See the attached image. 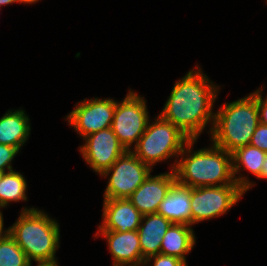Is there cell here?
<instances>
[{"label": "cell", "mask_w": 267, "mask_h": 266, "mask_svg": "<svg viewBox=\"0 0 267 266\" xmlns=\"http://www.w3.org/2000/svg\"><path fill=\"white\" fill-rule=\"evenodd\" d=\"M197 66L176 81L159 113L162 119L171 122L190 140H198L209 124L208 133H211L215 118L213 107L221 87Z\"/></svg>", "instance_id": "obj_1"}, {"label": "cell", "mask_w": 267, "mask_h": 266, "mask_svg": "<svg viewBox=\"0 0 267 266\" xmlns=\"http://www.w3.org/2000/svg\"><path fill=\"white\" fill-rule=\"evenodd\" d=\"M196 141L189 140L178 156L174 168L176 182L189 188L237 184L232 154L213 143L194 151L192 147Z\"/></svg>", "instance_id": "obj_2"}, {"label": "cell", "mask_w": 267, "mask_h": 266, "mask_svg": "<svg viewBox=\"0 0 267 266\" xmlns=\"http://www.w3.org/2000/svg\"><path fill=\"white\" fill-rule=\"evenodd\" d=\"M8 233L36 264L59 265L56 251L60 248V227L44 210L22 207L17 221L8 227Z\"/></svg>", "instance_id": "obj_3"}, {"label": "cell", "mask_w": 267, "mask_h": 266, "mask_svg": "<svg viewBox=\"0 0 267 266\" xmlns=\"http://www.w3.org/2000/svg\"><path fill=\"white\" fill-rule=\"evenodd\" d=\"M259 124L257 100L250 93L248 96L220 106L215 112L210 141L232 154L250 144Z\"/></svg>", "instance_id": "obj_4"}, {"label": "cell", "mask_w": 267, "mask_h": 266, "mask_svg": "<svg viewBox=\"0 0 267 266\" xmlns=\"http://www.w3.org/2000/svg\"><path fill=\"white\" fill-rule=\"evenodd\" d=\"M150 121L152 120H149L146 130L131 152L152 170L156 163L169 161L174 157V163L172 166L169 165L170 171H174L178 156L190 139L159 115L154 118L153 122Z\"/></svg>", "instance_id": "obj_5"}, {"label": "cell", "mask_w": 267, "mask_h": 266, "mask_svg": "<svg viewBox=\"0 0 267 266\" xmlns=\"http://www.w3.org/2000/svg\"><path fill=\"white\" fill-rule=\"evenodd\" d=\"M146 103L143 96L131 89L121 102L115 100L111 129L126 150L131 151L146 130L150 120Z\"/></svg>", "instance_id": "obj_6"}, {"label": "cell", "mask_w": 267, "mask_h": 266, "mask_svg": "<svg viewBox=\"0 0 267 266\" xmlns=\"http://www.w3.org/2000/svg\"><path fill=\"white\" fill-rule=\"evenodd\" d=\"M244 194L238 184L190 188L191 226L226 214Z\"/></svg>", "instance_id": "obj_7"}, {"label": "cell", "mask_w": 267, "mask_h": 266, "mask_svg": "<svg viewBox=\"0 0 267 266\" xmlns=\"http://www.w3.org/2000/svg\"><path fill=\"white\" fill-rule=\"evenodd\" d=\"M152 171L148 165L127 150L100 175L108 178L103 198L128 199Z\"/></svg>", "instance_id": "obj_8"}, {"label": "cell", "mask_w": 267, "mask_h": 266, "mask_svg": "<svg viewBox=\"0 0 267 266\" xmlns=\"http://www.w3.org/2000/svg\"><path fill=\"white\" fill-rule=\"evenodd\" d=\"M114 111L115 100L112 98H85L76 103L65 119L83 139L94 132L111 128Z\"/></svg>", "instance_id": "obj_9"}, {"label": "cell", "mask_w": 267, "mask_h": 266, "mask_svg": "<svg viewBox=\"0 0 267 266\" xmlns=\"http://www.w3.org/2000/svg\"><path fill=\"white\" fill-rule=\"evenodd\" d=\"M83 140L79 152L85 163L99 175L127 151L111 128L89 134Z\"/></svg>", "instance_id": "obj_10"}, {"label": "cell", "mask_w": 267, "mask_h": 266, "mask_svg": "<svg viewBox=\"0 0 267 266\" xmlns=\"http://www.w3.org/2000/svg\"><path fill=\"white\" fill-rule=\"evenodd\" d=\"M176 182L173 170L150 175L131 194L128 200L143 214L157 213L161 202L169 193L171 187Z\"/></svg>", "instance_id": "obj_11"}, {"label": "cell", "mask_w": 267, "mask_h": 266, "mask_svg": "<svg viewBox=\"0 0 267 266\" xmlns=\"http://www.w3.org/2000/svg\"><path fill=\"white\" fill-rule=\"evenodd\" d=\"M106 239L109 253L112 255V266H143L138 231L117 232L98 230L94 238Z\"/></svg>", "instance_id": "obj_12"}, {"label": "cell", "mask_w": 267, "mask_h": 266, "mask_svg": "<svg viewBox=\"0 0 267 266\" xmlns=\"http://www.w3.org/2000/svg\"><path fill=\"white\" fill-rule=\"evenodd\" d=\"M102 224L98 230L127 232L138 230L143 214L128 199H104Z\"/></svg>", "instance_id": "obj_13"}, {"label": "cell", "mask_w": 267, "mask_h": 266, "mask_svg": "<svg viewBox=\"0 0 267 266\" xmlns=\"http://www.w3.org/2000/svg\"><path fill=\"white\" fill-rule=\"evenodd\" d=\"M267 153L250 144L237 149L232 153L233 175L235 182L247 192L255 185V182L250 181L240 171L247 170L256 178L261 179V171L265 162ZM241 175V176H240Z\"/></svg>", "instance_id": "obj_14"}, {"label": "cell", "mask_w": 267, "mask_h": 266, "mask_svg": "<svg viewBox=\"0 0 267 266\" xmlns=\"http://www.w3.org/2000/svg\"><path fill=\"white\" fill-rule=\"evenodd\" d=\"M172 222L158 213L145 214L138 227L142 258L160 254L163 237Z\"/></svg>", "instance_id": "obj_15"}, {"label": "cell", "mask_w": 267, "mask_h": 266, "mask_svg": "<svg viewBox=\"0 0 267 266\" xmlns=\"http://www.w3.org/2000/svg\"><path fill=\"white\" fill-rule=\"evenodd\" d=\"M24 109H10L0 118V143L19 151L30 137L31 124Z\"/></svg>", "instance_id": "obj_16"}, {"label": "cell", "mask_w": 267, "mask_h": 266, "mask_svg": "<svg viewBox=\"0 0 267 266\" xmlns=\"http://www.w3.org/2000/svg\"><path fill=\"white\" fill-rule=\"evenodd\" d=\"M190 188L175 182L161 202L158 214L172 223L191 225Z\"/></svg>", "instance_id": "obj_17"}, {"label": "cell", "mask_w": 267, "mask_h": 266, "mask_svg": "<svg viewBox=\"0 0 267 266\" xmlns=\"http://www.w3.org/2000/svg\"><path fill=\"white\" fill-rule=\"evenodd\" d=\"M195 244L196 237L191 225L172 223L163 237L160 254L177 257L188 265L186 255Z\"/></svg>", "instance_id": "obj_18"}, {"label": "cell", "mask_w": 267, "mask_h": 266, "mask_svg": "<svg viewBox=\"0 0 267 266\" xmlns=\"http://www.w3.org/2000/svg\"><path fill=\"white\" fill-rule=\"evenodd\" d=\"M27 181L16 170L5 172L0 182V214L10 202L27 201Z\"/></svg>", "instance_id": "obj_19"}, {"label": "cell", "mask_w": 267, "mask_h": 266, "mask_svg": "<svg viewBox=\"0 0 267 266\" xmlns=\"http://www.w3.org/2000/svg\"><path fill=\"white\" fill-rule=\"evenodd\" d=\"M30 264L26 254L7 233L0 241V266H29Z\"/></svg>", "instance_id": "obj_20"}, {"label": "cell", "mask_w": 267, "mask_h": 266, "mask_svg": "<svg viewBox=\"0 0 267 266\" xmlns=\"http://www.w3.org/2000/svg\"><path fill=\"white\" fill-rule=\"evenodd\" d=\"M19 152L20 151L15 147L0 143V172L5 173L14 170L11 164Z\"/></svg>", "instance_id": "obj_21"}, {"label": "cell", "mask_w": 267, "mask_h": 266, "mask_svg": "<svg viewBox=\"0 0 267 266\" xmlns=\"http://www.w3.org/2000/svg\"><path fill=\"white\" fill-rule=\"evenodd\" d=\"M152 262L153 264L150 265ZM143 266H188L183 260L168 255L157 254L144 260Z\"/></svg>", "instance_id": "obj_22"}, {"label": "cell", "mask_w": 267, "mask_h": 266, "mask_svg": "<svg viewBox=\"0 0 267 266\" xmlns=\"http://www.w3.org/2000/svg\"><path fill=\"white\" fill-rule=\"evenodd\" d=\"M250 145L267 153V125L259 124L254 131Z\"/></svg>", "instance_id": "obj_23"}, {"label": "cell", "mask_w": 267, "mask_h": 266, "mask_svg": "<svg viewBox=\"0 0 267 266\" xmlns=\"http://www.w3.org/2000/svg\"><path fill=\"white\" fill-rule=\"evenodd\" d=\"M263 87L264 86H261L260 88L256 89L254 92H251V94L257 100L260 123L263 125H267V95H265L264 97L262 96L263 90H264Z\"/></svg>", "instance_id": "obj_24"}, {"label": "cell", "mask_w": 267, "mask_h": 266, "mask_svg": "<svg viewBox=\"0 0 267 266\" xmlns=\"http://www.w3.org/2000/svg\"><path fill=\"white\" fill-rule=\"evenodd\" d=\"M4 218L3 213L0 214V241L8 233V228L4 230Z\"/></svg>", "instance_id": "obj_25"}, {"label": "cell", "mask_w": 267, "mask_h": 266, "mask_svg": "<svg viewBox=\"0 0 267 266\" xmlns=\"http://www.w3.org/2000/svg\"><path fill=\"white\" fill-rule=\"evenodd\" d=\"M261 179H267V156L262 166Z\"/></svg>", "instance_id": "obj_26"}, {"label": "cell", "mask_w": 267, "mask_h": 266, "mask_svg": "<svg viewBox=\"0 0 267 266\" xmlns=\"http://www.w3.org/2000/svg\"><path fill=\"white\" fill-rule=\"evenodd\" d=\"M19 3V1L18 0H0V7H2V6H5V5H11V4H13V3Z\"/></svg>", "instance_id": "obj_27"}, {"label": "cell", "mask_w": 267, "mask_h": 266, "mask_svg": "<svg viewBox=\"0 0 267 266\" xmlns=\"http://www.w3.org/2000/svg\"><path fill=\"white\" fill-rule=\"evenodd\" d=\"M19 3H23V4H34L37 3L39 0H18ZM41 1V0H40Z\"/></svg>", "instance_id": "obj_28"}, {"label": "cell", "mask_w": 267, "mask_h": 266, "mask_svg": "<svg viewBox=\"0 0 267 266\" xmlns=\"http://www.w3.org/2000/svg\"><path fill=\"white\" fill-rule=\"evenodd\" d=\"M29 266H32V263H31ZM37 266H59V265H51V264H37Z\"/></svg>", "instance_id": "obj_29"}, {"label": "cell", "mask_w": 267, "mask_h": 266, "mask_svg": "<svg viewBox=\"0 0 267 266\" xmlns=\"http://www.w3.org/2000/svg\"><path fill=\"white\" fill-rule=\"evenodd\" d=\"M3 174H4L3 172H0V182H1Z\"/></svg>", "instance_id": "obj_30"}]
</instances>
